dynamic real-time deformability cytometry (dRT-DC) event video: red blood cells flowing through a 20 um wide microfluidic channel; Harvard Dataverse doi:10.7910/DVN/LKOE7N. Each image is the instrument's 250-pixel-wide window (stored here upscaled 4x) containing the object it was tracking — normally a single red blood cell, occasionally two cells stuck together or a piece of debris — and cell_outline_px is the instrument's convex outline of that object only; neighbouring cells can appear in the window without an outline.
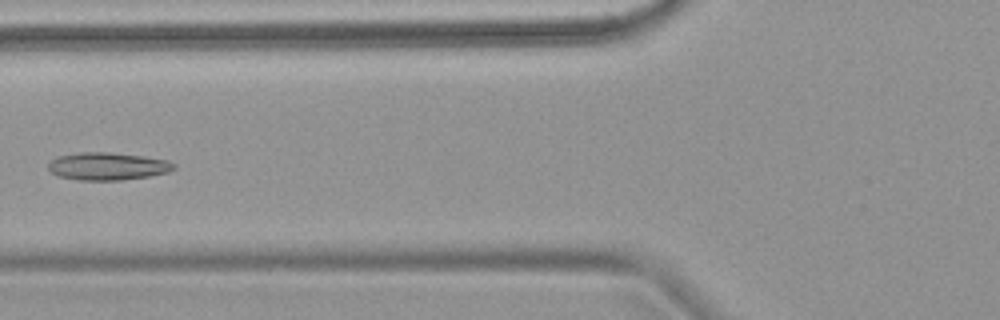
{"species": "common noctule bat (a hibernating species)", "species_latin": "Nyctalus noctula", "temperature_condition": "warm", "stored_images_in_passage": 7, "camera_frame_rate_fps": 3000, "um_per_image_px": 0.085, "animal": {"sex": "female", "body_mass_g": 18.4}, "frame": {"image": 1, "passage_image": 6, "time_ms": 7.0, "image_size_px": [1000, 320], "cell_outline_px": [[176, 168], [168, 172], [148, 176], [120, 180], [80, 180], [56, 176], [48, 168], [48, 164], [52, 160], [60, 156], [80, 152], [108, 152], [144, 156], [168, 160], [176, 164]], "centroid_in_image_um": [9.17, 14.13], "position_along_channel_um": 116.6, "area_um2": 20.17}}
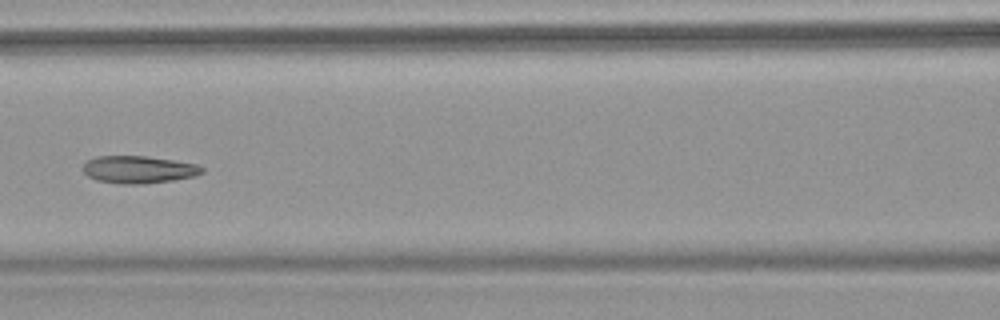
{"frame": {"image": 2, "passage_image": 7, "time_ms": 8.0, "image_size_px": [1000, 320], "cell_outline_px": [[204, 172], [196, 176], [172, 180], [144, 184], [120, 184], [96, 180], [88, 176], [84, 172], [84, 164], [88, 160], [96, 156], [144, 156], [172, 160], [196, 164], [204, 168]], "centroid_in_image_um": [11.79, 14.42], "position_along_channel_um": 154.8, "area_um2": 18.96}}